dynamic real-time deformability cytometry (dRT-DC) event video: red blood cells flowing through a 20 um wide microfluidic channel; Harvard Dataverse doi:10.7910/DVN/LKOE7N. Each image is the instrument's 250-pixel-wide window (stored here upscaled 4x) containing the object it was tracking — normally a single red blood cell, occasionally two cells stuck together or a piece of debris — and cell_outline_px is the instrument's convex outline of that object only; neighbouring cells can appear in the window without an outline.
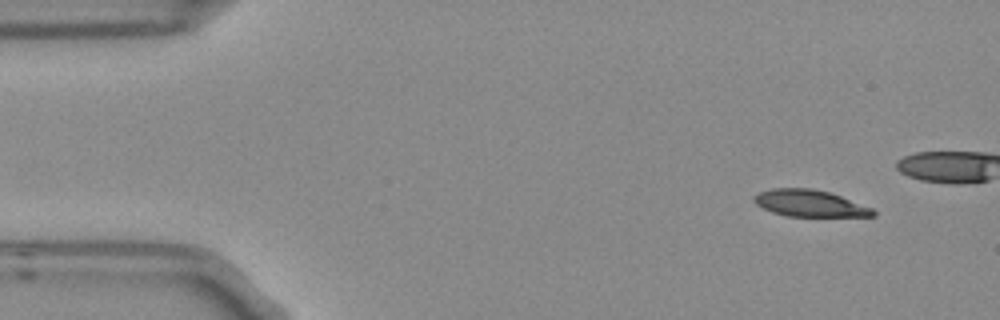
{"species": "Egyptian fruit bat (a non-hibernating species)", "species_latin": "Rousettus aegyptiacus", "temperature_condition": "room temperature", "stored_images_in_passage": 4, "camera_frame_rate_fps": 3000, "um_per_image_px": 0.085, "frame": {"image": 1, "passage_image": 1, "time_ms": 0.0, "image_size_px": [1000, 320], "cell_outline_px": [[876, 216], [788, 216], [772, 212], [756, 204], [752, 200], [752, 196], [760, 192], [772, 188], [812, 188], [828, 192], [840, 196], [872, 208], [876, 212]], "centroid_in_image_um": [68.8, 17.28], "position_along_channel_um": 16.2, "area_um2": 18.38}}